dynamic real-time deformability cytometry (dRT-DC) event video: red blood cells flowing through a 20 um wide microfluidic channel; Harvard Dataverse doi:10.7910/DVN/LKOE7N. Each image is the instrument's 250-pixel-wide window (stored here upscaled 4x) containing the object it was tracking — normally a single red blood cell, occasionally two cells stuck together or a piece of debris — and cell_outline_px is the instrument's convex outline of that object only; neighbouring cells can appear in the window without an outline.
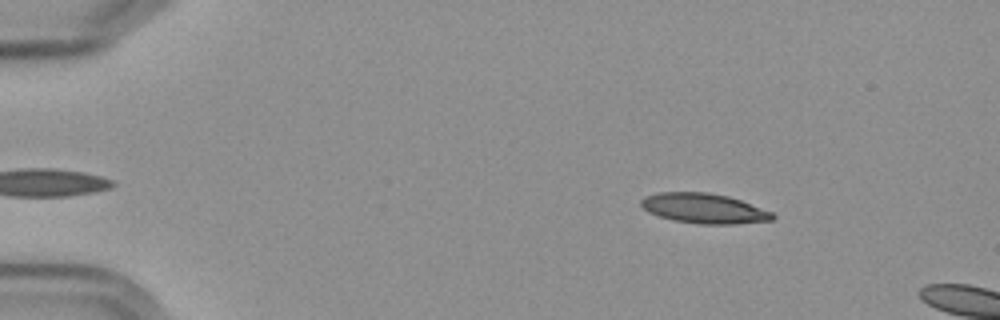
{"species": "Egyptian fruit bat (a non-hibernating species)", "species_latin": "Rousettus aegyptiacus", "temperature_condition": "cold", "stored_images_in_passage": 3, "camera_frame_rate_fps": 3000, "um_per_image_px": 0.085, "frame": {"image": 1, "passage_image": 1, "time_ms": 0.0, "image_size_px": [1000, 320], "cell_outline_px": [[776, 216], [772, 220], [736, 224], [700, 224], [672, 220], [648, 212], [640, 204], [640, 200], [644, 196], [660, 192], [708, 192], [728, 196], [740, 200], [772, 212]], "centroid_in_image_um": [59.82, 17.71], "position_along_channel_um": 25.2, "area_um2": 22.95}}